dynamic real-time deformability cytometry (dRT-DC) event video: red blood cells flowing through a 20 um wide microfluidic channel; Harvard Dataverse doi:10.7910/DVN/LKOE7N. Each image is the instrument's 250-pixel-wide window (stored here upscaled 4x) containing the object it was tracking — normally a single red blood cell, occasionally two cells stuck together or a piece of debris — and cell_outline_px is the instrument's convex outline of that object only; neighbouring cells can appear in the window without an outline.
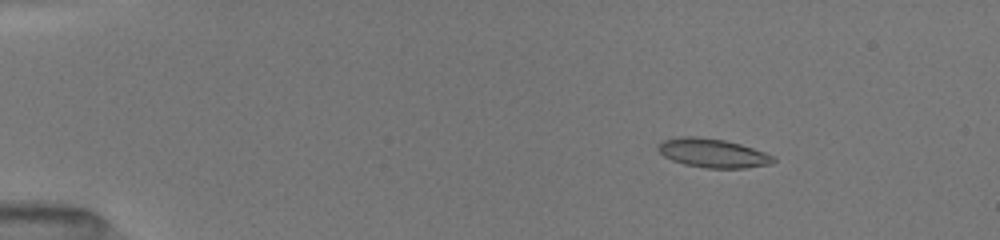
{"species": "common noctule bat (a hibernating species)", "species_latin": "Nyctalus noctula", "temperature_condition": "room temperature", "stored_images_in_passage": 52, "camera_frame_rate_fps": 3000, "um_per_image_px": 0.085, "animal": {"sex": "female", "body_mass_g": 19.5, "forearm_length_mm": 54.1}, "frame": {"image": 1, "passage_image": 8, "time_ms": 2.333, "image_size_px": [1000, 240], "cell_outline_px": [[776, 160], [772, 164], [744, 168], [708, 168], [684, 164], [672, 160], [664, 156], [656, 148], [656, 144], [664, 140], [680, 136], [696, 136], [724, 140], [740, 144], [776, 156]], "centroid_in_image_um": [60.58, 13.01], "position_along_channel_um": 24.4, "area_um2": 19.48}}
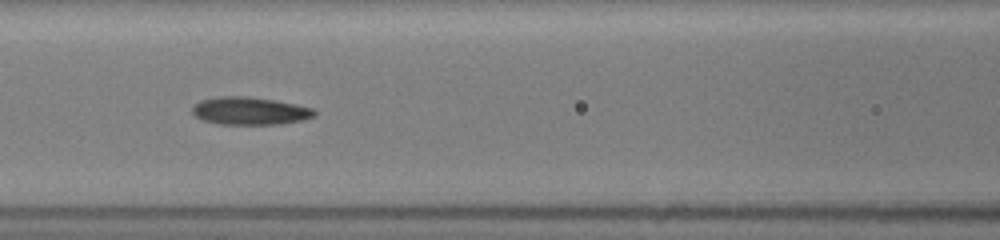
{"frame": {"image": 2, "passage_image": 24, "time_ms": 7.667, "image_size_px": [1000, 240], "cell_outline_px": [[316, 116], [300, 120], [280, 124], [216, 124], [204, 120], [196, 116], [192, 112], [192, 104], [200, 100], [216, 96], [248, 96], [276, 100], [296, 104], [312, 108], [316, 112]], "centroid_in_image_um": [21.2, 9.41], "position_along_channel_um": 145.4, "area_um2": 19.88}}
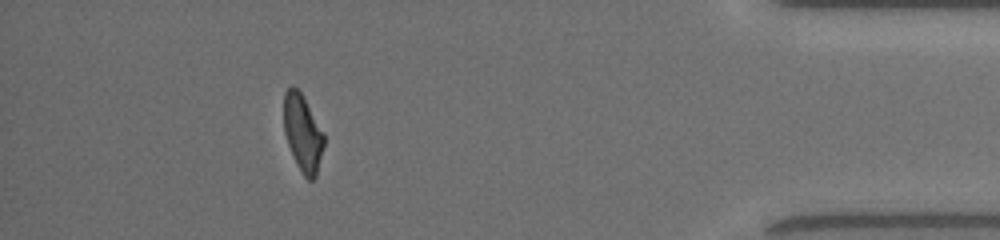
{"frame": {"image": 3, "passage_image": 47, "time_ms": 15.333, "image_size_px": [1000, 240], "cell_outline_px": [[324, 144], [316, 176], [312, 180], [308, 180], [304, 176], [296, 164], [288, 144], [284, 132], [284, 92], [292, 84], [300, 92], [324, 132]], "centroid_in_image_um": [25.73, 11.31], "position_along_channel_um": 409.5, "area_um2": 17.86}, "authors_computed_cell_mechanics": {"area_um2": 19.3341, "velocity_mm_per_s": 4.0328, "shape_relaxation_time_tau1_ms": 3.421, "shape_relaxation_time_tau2_ms": 3.7385, "deformation_change_tau1": 0.1474, "deformation_change_tau2": 0.0826}}